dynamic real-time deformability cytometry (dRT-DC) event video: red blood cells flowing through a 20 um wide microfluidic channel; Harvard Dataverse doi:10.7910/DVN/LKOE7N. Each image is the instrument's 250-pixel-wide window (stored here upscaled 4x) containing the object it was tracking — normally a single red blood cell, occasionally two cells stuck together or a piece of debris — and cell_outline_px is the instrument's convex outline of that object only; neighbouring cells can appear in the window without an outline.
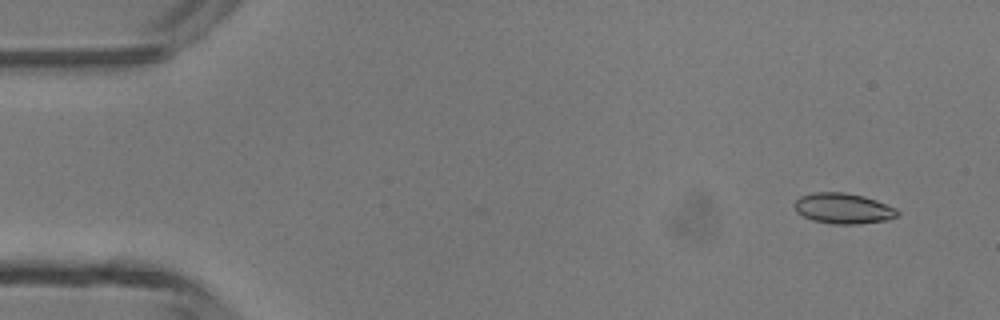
{"species": "common noctule bat (a hibernating species)", "species_latin": "Nyctalus noctula", "temperature_condition": "room temperature", "stored_images_in_passage": 48, "camera_frame_rate_fps": 3000, "um_per_image_px": 0.085, "animal": {"sex": "male", "body_mass_g": 13.3}, "frame": {"image": 1, "passage_image": 4, "time_ms": 1.0, "image_size_px": [1000, 320], "cell_outline_px": [[900, 216], [888, 220], [860, 224], [832, 224], [812, 220], [796, 212], [792, 204], [800, 196], [812, 192], [844, 192], [864, 196], [876, 200], [896, 208], [900, 212]], "centroid_in_image_um": [71.68, 17.72], "position_along_channel_um": 13.3, "area_um2": 18.67}}
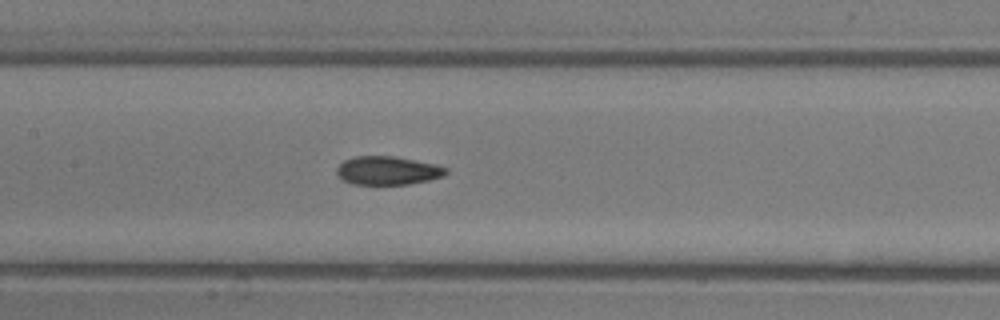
{"frame": {"image": 2, "passage_image": 23, "time_ms": 7.333, "image_size_px": [1000, 320], "cell_outline_px": [[448, 172], [444, 176], [428, 180], [408, 184], [352, 184], [344, 180], [336, 172], [336, 168], [344, 160], [356, 156], [396, 156], [436, 164], [448, 168]], "centroid_in_image_um": [32.98, 14.49], "position_along_channel_um": 174.4, "area_um2": 18.15}}
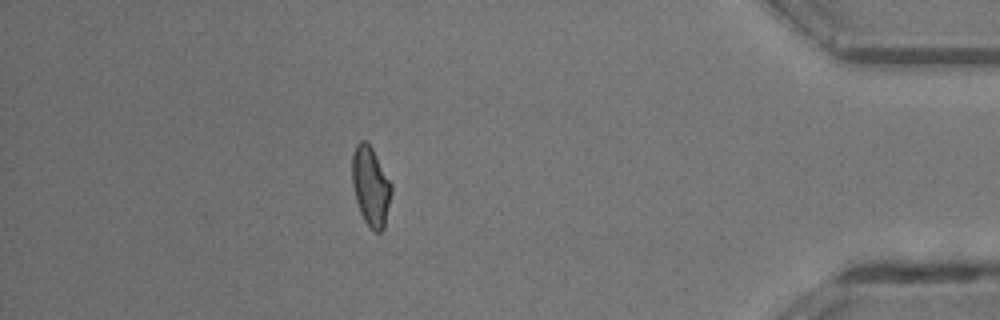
{"frame": {"image": 3, "passage_image": 42, "time_ms": 13.667, "image_size_px": [1000, 320], "cell_outline_px": [[392, 192], [384, 228], [380, 232], [376, 232], [364, 220], [360, 212], [356, 200], [352, 184], [352, 152], [356, 144], [360, 140], [364, 140], [372, 148], [392, 184]], "centroid_in_image_um": [31.5, 15.81], "position_along_channel_um": 403.7, "area_um2": 18.09}, "authors_computed_cell_mechanics": {"area_um2": 18.1781, "velocity_mm_per_s": 4.3792, "shape_relaxation_time_tau1_ms": 6.5756, "shape_relaxation_time_tau2_ms": 0.9589, "deformation_change_tau1": 0.1862, "deformation_change_tau2": 0.0622}}